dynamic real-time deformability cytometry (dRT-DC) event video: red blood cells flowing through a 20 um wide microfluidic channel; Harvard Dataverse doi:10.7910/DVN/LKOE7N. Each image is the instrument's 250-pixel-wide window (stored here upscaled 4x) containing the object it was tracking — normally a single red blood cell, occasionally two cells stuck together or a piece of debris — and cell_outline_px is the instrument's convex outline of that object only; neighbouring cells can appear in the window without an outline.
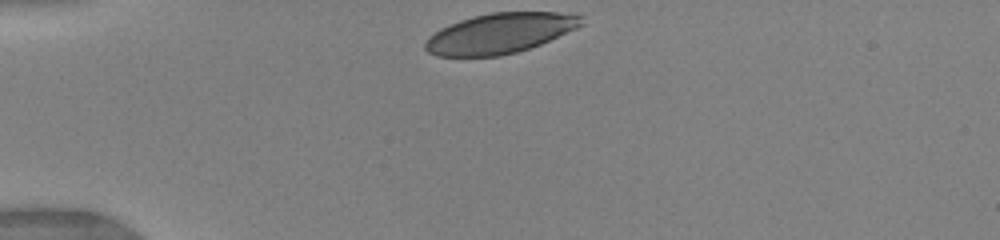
{"species": "human", "species_latin": "Homo sapiens", "temperature_condition": "warm", "stored_images_in_passage": 35, "camera_frame_rate_fps": 3000, "um_per_image_px": 0.085, "donor": {"sex": "female"}, "frame": {"image": 1, "passage_image": 1, "time_ms": 0.0, "image_size_px": [1000, 240], "cell_outline_px": [[584, 24], [576, 28], [540, 44], [516, 52], [500, 56], [436, 56], [428, 52], [424, 48], [424, 44], [428, 36], [440, 28], [460, 20], [472, 16], [492, 12], [556, 12], [584, 16]], "centroid_in_image_um": [42.46, 2.82], "position_along_channel_um": 42.5, "area_um2": 36.53}}